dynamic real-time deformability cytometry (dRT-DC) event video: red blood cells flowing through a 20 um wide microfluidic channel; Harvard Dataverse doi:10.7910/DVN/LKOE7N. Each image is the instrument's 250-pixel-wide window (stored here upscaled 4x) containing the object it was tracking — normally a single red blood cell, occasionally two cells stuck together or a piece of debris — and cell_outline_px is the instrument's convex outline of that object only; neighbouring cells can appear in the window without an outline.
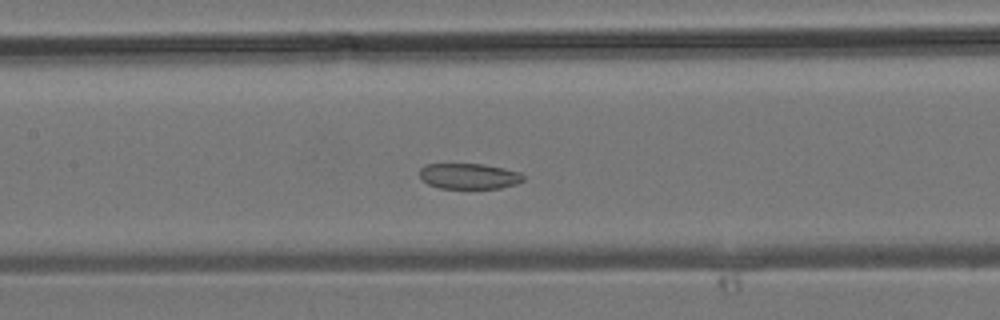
{"species": "common noctule bat (a hibernating species)", "species_latin": "Nyctalus noctula", "temperature_condition": "room temperature", "stored_images_in_passage": 36, "segment_of_instrument_passage": [2, 2], "camera_frame_rate_fps": 3000, "um_per_image_px": 0.085, "animal": {"sex": "male", "body_mass_g": 19.2, "forearm_length_mm": 51.8}, "frame": {"image": 1, "passage_image": 16, "time_ms": 5.0, "image_size_px": [1000, 320], "cell_outline_px": [[524, 180], [516, 184], [500, 188], [440, 188], [428, 184], [420, 176], [420, 168], [424, 164], [484, 164], [504, 168], [520, 172], [524, 176]], "centroid_in_image_um": [39.88, 14.97], "position_along_channel_um": 167.5, "area_um2": 15.49}}
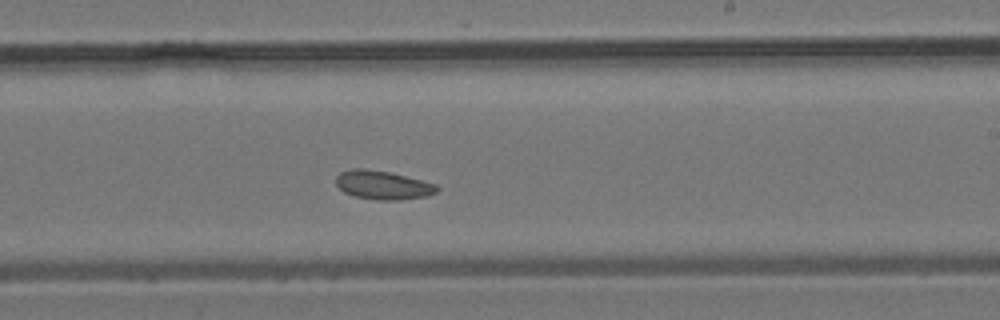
{"frame": {"image": 2, "passage_image": 21, "time_ms": 6.667, "image_size_px": [1000, 320], "cell_outline_px": [[440, 188], [436, 192], [428, 196], [400, 200], [376, 200], [356, 196], [344, 192], [336, 184], [336, 176], [340, 172], [352, 168], [364, 168], [388, 172], [436, 184]], "centroid_in_image_um": [32.53, 15.73], "position_along_channel_um": 256.5, "area_um2": 16.82}}
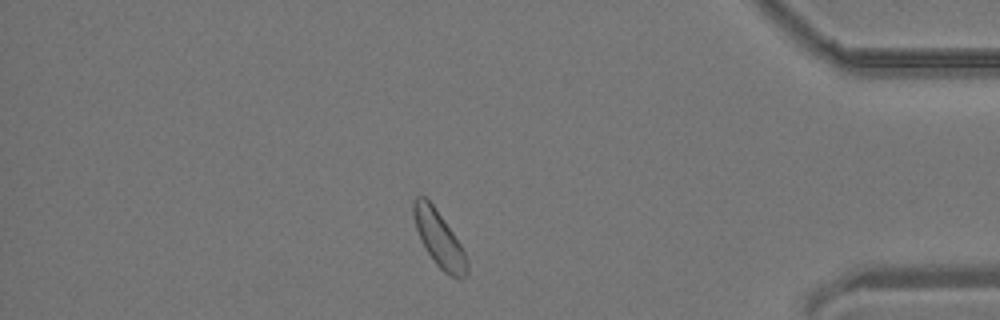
{"frame": {"image": 3, "passage_image": 31, "time_ms": 10.0, "image_size_px": [1000, 320], "cell_outline_px": [[468, 276], [460, 280], [456, 280], [444, 272], [436, 264], [420, 240], [416, 228], [412, 212], [412, 200], [416, 196], [424, 196], [432, 204], [452, 232], [460, 244], [468, 260]], "centroid_in_image_um": [37.33, 20.35], "position_along_channel_um": 397.9, "area_um2": 17.4}}